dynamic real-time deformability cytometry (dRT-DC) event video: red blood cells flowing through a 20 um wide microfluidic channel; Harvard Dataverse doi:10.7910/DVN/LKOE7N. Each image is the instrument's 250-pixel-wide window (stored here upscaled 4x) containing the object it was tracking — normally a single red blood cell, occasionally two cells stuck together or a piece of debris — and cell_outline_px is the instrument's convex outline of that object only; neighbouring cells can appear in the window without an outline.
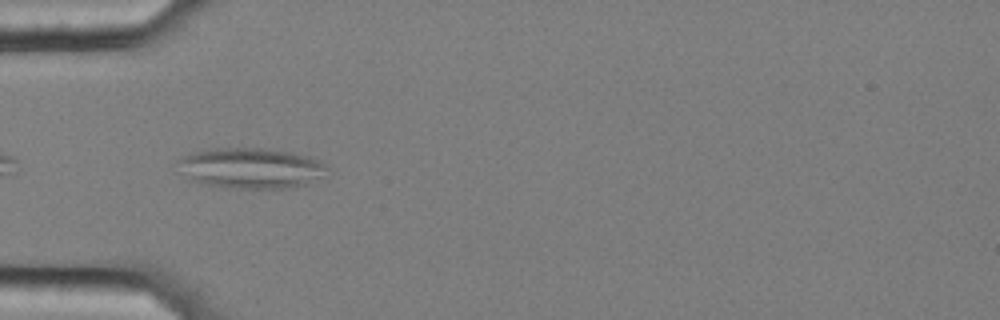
{"species": "common noctule bat (a hibernating species)", "species_latin": "Nyctalus noctula", "temperature_condition": "cold", "stored_images_in_passage": 5, "camera_frame_rate_fps": 3000, "um_per_image_px": 0.085, "animal": {"sex": "female", "body_mass_g": 25.1}, "frame": {"image": 1, "passage_image": 2, "time_ms": 0.333, "image_size_px": [1000, 320], "cell_outline_px": [[328, 168], [324, 176], [308, 184], [284, 188], [228, 188], [204, 184], [188, 180], [176, 172], [176, 160], [180, 156], [192, 152], [212, 148], [260, 148], [296, 152], [312, 156], [320, 160]], "centroid_in_image_um": [21.26, 14.28], "position_along_channel_um": 63.7, "area_um2": 36.3}}